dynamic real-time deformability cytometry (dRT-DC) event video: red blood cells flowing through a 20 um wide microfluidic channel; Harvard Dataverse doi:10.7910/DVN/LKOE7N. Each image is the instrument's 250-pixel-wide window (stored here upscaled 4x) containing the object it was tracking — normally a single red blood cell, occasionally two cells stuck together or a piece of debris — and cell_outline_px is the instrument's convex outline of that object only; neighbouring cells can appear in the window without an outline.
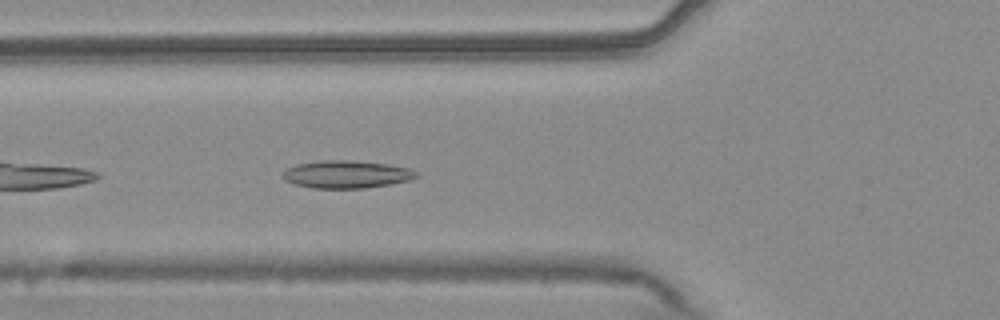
{"species": "common noctule bat (a hibernating species)", "species_latin": "Nyctalus noctula", "temperature_condition": "warm", "stored_images_in_passage": 39, "camera_frame_rate_fps": 3000, "um_per_image_px": 0.085, "animal": {"sex": "male", "body_mass_g": 20.4}, "frame": {"image": 1, "passage_image": 5, "time_ms": 1.333, "image_size_px": [1000, 320], "cell_outline_px": [[420, 176], [408, 180], [388, 184], [364, 188], [312, 188], [296, 184], [284, 180], [280, 176], [288, 168], [296, 164], [320, 160], [348, 160], [388, 164], [408, 168], [420, 172]], "centroid_in_image_um": [29.45, 14.81], "position_along_channel_um": 96.4, "area_um2": 21.5}}
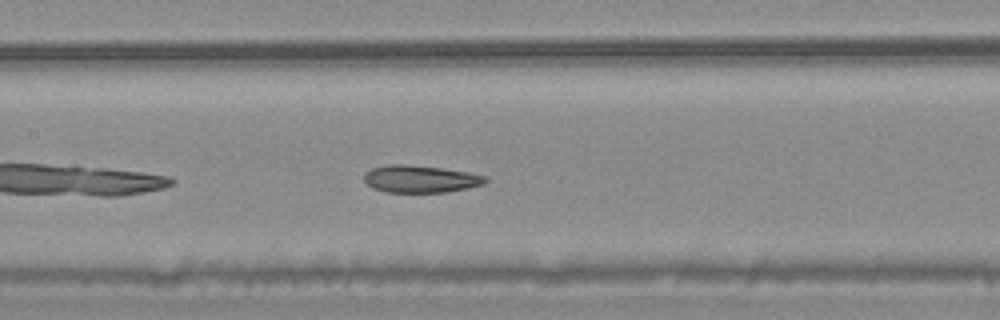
{"frame": {"image": 2, "passage_image": 11, "time_ms": 3.333, "image_size_px": [1000, 320], "cell_outline_px": [[488, 180], [484, 184], [468, 188], [448, 192], [384, 192], [372, 188], [364, 180], [364, 172], [372, 168], [388, 164], [408, 164], [440, 168], [468, 172], [484, 176]], "centroid_in_image_um": [35.7, 15.21], "position_along_channel_um": 171.7, "area_um2": 19.36}}
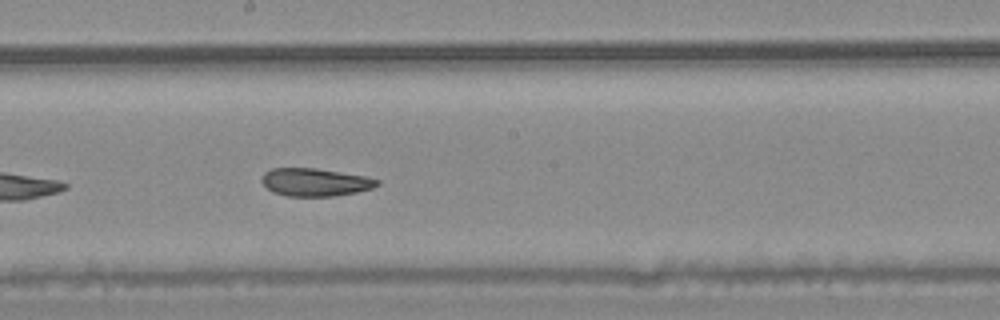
{"frame": {"image": 3, "passage_image": 15, "time_ms": 4.667, "image_size_px": [1000, 320], "cell_outline_px": [[380, 184], [372, 188], [356, 192], [336, 196], [288, 196], [272, 192], [260, 180], [264, 172], [272, 168], [316, 168], [368, 176], [380, 180]], "centroid_in_image_um": [26.8, 15.48], "position_along_channel_um": 221.4, "area_um2": 18.9}, "authors_computed_cell_mechanics": {"area_um2": 19.9988, "velocity_mm_per_s": 3.7468, "shape_relaxation_time_tau1_ms": null, "shape_relaxation_time_tau2_ms": 2.8533, "deformation_change_tau1": null, "deformation_change_tau2": 0.0819}}